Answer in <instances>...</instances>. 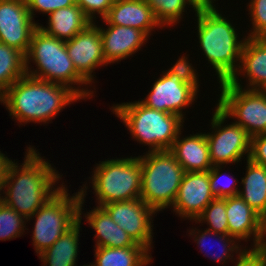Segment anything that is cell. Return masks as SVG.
Wrapping results in <instances>:
<instances>
[{
  "instance_id": "6da1fadb",
  "label": "cell",
  "mask_w": 266,
  "mask_h": 266,
  "mask_svg": "<svg viewBox=\"0 0 266 266\" xmlns=\"http://www.w3.org/2000/svg\"><path fill=\"white\" fill-rule=\"evenodd\" d=\"M26 151L22 165L9 162L3 185L5 196H0V200L28 219L60 189L53 185L62 176L36 148L30 146Z\"/></svg>"
},
{
  "instance_id": "7a4b0ae2",
  "label": "cell",
  "mask_w": 266,
  "mask_h": 266,
  "mask_svg": "<svg viewBox=\"0 0 266 266\" xmlns=\"http://www.w3.org/2000/svg\"><path fill=\"white\" fill-rule=\"evenodd\" d=\"M81 98L69 87L25 74L1 96L0 102L18 123H48L64 107ZM48 121V122H47Z\"/></svg>"
},
{
  "instance_id": "3957f363",
  "label": "cell",
  "mask_w": 266,
  "mask_h": 266,
  "mask_svg": "<svg viewBox=\"0 0 266 266\" xmlns=\"http://www.w3.org/2000/svg\"><path fill=\"white\" fill-rule=\"evenodd\" d=\"M213 5L201 4L195 11L198 39L203 55L215 69L219 83H223L238 71L245 38L238 40L235 27Z\"/></svg>"
},
{
  "instance_id": "277c9868",
  "label": "cell",
  "mask_w": 266,
  "mask_h": 266,
  "mask_svg": "<svg viewBox=\"0 0 266 266\" xmlns=\"http://www.w3.org/2000/svg\"><path fill=\"white\" fill-rule=\"evenodd\" d=\"M26 74L48 82L65 85L73 90L82 100L93 96V91L80 89L73 85L89 83L76 71L68 55L65 41L48 35L38 26L32 34L30 47L25 55ZM32 60L37 68H29Z\"/></svg>"
},
{
  "instance_id": "5b68a950",
  "label": "cell",
  "mask_w": 266,
  "mask_h": 266,
  "mask_svg": "<svg viewBox=\"0 0 266 266\" xmlns=\"http://www.w3.org/2000/svg\"><path fill=\"white\" fill-rule=\"evenodd\" d=\"M136 141L150 151L169 150L182 130L183 119L176 114L154 110L140 100L111 107Z\"/></svg>"
},
{
  "instance_id": "8992f818",
  "label": "cell",
  "mask_w": 266,
  "mask_h": 266,
  "mask_svg": "<svg viewBox=\"0 0 266 266\" xmlns=\"http://www.w3.org/2000/svg\"><path fill=\"white\" fill-rule=\"evenodd\" d=\"M138 157L142 168L140 199L156 212L172 208L184 169L169 150L148 151Z\"/></svg>"
},
{
  "instance_id": "52a82bcc",
  "label": "cell",
  "mask_w": 266,
  "mask_h": 266,
  "mask_svg": "<svg viewBox=\"0 0 266 266\" xmlns=\"http://www.w3.org/2000/svg\"><path fill=\"white\" fill-rule=\"evenodd\" d=\"M92 188L97 206L140 198L142 168L139 157L110 159L97 164Z\"/></svg>"
},
{
  "instance_id": "ba28073f",
  "label": "cell",
  "mask_w": 266,
  "mask_h": 266,
  "mask_svg": "<svg viewBox=\"0 0 266 266\" xmlns=\"http://www.w3.org/2000/svg\"><path fill=\"white\" fill-rule=\"evenodd\" d=\"M80 192L70 196L64 185L26 221L36 218L32 235L37 254L51 247L79 220Z\"/></svg>"
},
{
  "instance_id": "9c48e42d",
  "label": "cell",
  "mask_w": 266,
  "mask_h": 266,
  "mask_svg": "<svg viewBox=\"0 0 266 266\" xmlns=\"http://www.w3.org/2000/svg\"><path fill=\"white\" fill-rule=\"evenodd\" d=\"M238 76L220 83L217 106L227 115L236 118L250 137L266 134V94L262 90L242 89Z\"/></svg>"
},
{
  "instance_id": "30bf717a",
  "label": "cell",
  "mask_w": 266,
  "mask_h": 266,
  "mask_svg": "<svg viewBox=\"0 0 266 266\" xmlns=\"http://www.w3.org/2000/svg\"><path fill=\"white\" fill-rule=\"evenodd\" d=\"M212 116L211 128L214 131L205 133L212 165L236 163L246 154L249 159L251 144L249 134L235 122L224 126L227 115L218 106Z\"/></svg>"
},
{
  "instance_id": "8fae6325",
  "label": "cell",
  "mask_w": 266,
  "mask_h": 266,
  "mask_svg": "<svg viewBox=\"0 0 266 266\" xmlns=\"http://www.w3.org/2000/svg\"><path fill=\"white\" fill-rule=\"evenodd\" d=\"M112 220L134 240L148 251L152 249L153 225L152 215L156 211L148 206L142 199L113 202L102 206Z\"/></svg>"
},
{
  "instance_id": "7c38bea8",
  "label": "cell",
  "mask_w": 266,
  "mask_h": 266,
  "mask_svg": "<svg viewBox=\"0 0 266 266\" xmlns=\"http://www.w3.org/2000/svg\"><path fill=\"white\" fill-rule=\"evenodd\" d=\"M38 25L28 11L26 0H0V42L26 55Z\"/></svg>"
},
{
  "instance_id": "4fadbf2b",
  "label": "cell",
  "mask_w": 266,
  "mask_h": 266,
  "mask_svg": "<svg viewBox=\"0 0 266 266\" xmlns=\"http://www.w3.org/2000/svg\"><path fill=\"white\" fill-rule=\"evenodd\" d=\"M197 92L199 91L193 86L166 70L155 81L146 99L141 102L149 108L176 114L184 120L182 109L195 101Z\"/></svg>"
},
{
  "instance_id": "5bb4252c",
  "label": "cell",
  "mask_w": 266,
  "mask_h": 266,
  "mask_svg": "<svg viewBox=\"0 0 266 266\" xmlns=\"http://www.w3.org/2000/svg\"><path fill=\"white\" fill-rule=\"evenodd\" d=\"M69 57L76 71L90 84L92 72L98 66H106L101 33L95 22L65 42Z\"/></svg>"
},
{
  "instance_id": "9a60e30c",
  "label": "cell",
  "mask_w": 266,
  "mask_h": 266,
  "mask_svg": "<svg viewBox=\"0 0 266 266\" xmlns=\"http://www.w3.org/2000/svg\"><path fill=\"white\" fill-rule=\"evenodd\" d=\"M228 235L240 240L253 237V249L264 247L266 221L253 210L239 195L226 198Z\"/></svg>"
},
{
  "instance_id": "2e32d148",
  "label": "cell",
  "mask_w": 266,
  "mask_h": 266,
  "mask_svg": "<svg viewBox=\"0 0 266 266\" xmlns=\"http://www.w3.org/2000/svg\"><path fill=\"white\" fill-rule=\"evenodd\" d=\"M214 198L210 190L209 171L185 172L172 205L173 211L181 218L195 221Z\"/></svg>"
},
{
  "instance_id": "e0dca14e",
  "label": "cell",
  "mask_w": 266,
  "mask_h": 266,
  "mask_svg": "<svg viewBox=\"0 0 266 266\" xmlns=\"http://www.w3.org/2000/svg\"><path fill=\"white\" fill-rule=\"evenodd\" d=\"M107 26L106 30L103 27H98L107 64L125 60L148 40V36L139 29L110 24Z\"/></svg>"
},
{
  "instance_id": "ac0fdd59",
  "label": "cell",
  "mask_w": 266,
  "mask_h": 266,
  "mask_svg": "<svg viewBox=\"0 0 266 266\" xmlns=\"http://www.w3.org/2000/svg\"><path fill=\"white\" fill-rule=\"evenodd\" d=\"M103 20L106 24L139 29L148 37L155 27L162 28L146 0H114Z\"/></svg>"
},
{
  "instance_id": "d6986e66",
  "label": "cell",
  "mask_w": 266,
  "mask_h": 266,
  "mask_svg": "<svg viewBox=\"0 0 266 266\" xmlns=\"http://www.w3.org/2000/svg\"><path fill=\"white\" fill-rule=\"evenodd\" d=\"M180 131L169 151L185 172L209 171L213 165L210 161L206 134L197 133L180 138Z\"/></svg>"
},
{
  "instance_id": "ffe728a7",
  "label": "cell",
  "mask_w": 266,
  "mask_h": 266,
  "mask_svg": "<svg viewBox=\"0 0 266 266\" xmlns=\"http://www.w3.org/2000/svg\"><path fill=\"white\" fill-rule=\"evenodd\" d=\"M237 73L248 78V90H263L266 87V37H247L241 52ZM239 72V73H238Z\"/></svg>"
},
{
  "instance_id": "44dd1931",
  "label": "cell",
  "mask_w": 266,
  "mask_h": 266,
  "mask_svg": "<svg viewBox=\"0 0 266 266\" xmlns=\"http://www.w3.org/2000/svg\"><path fill=\"white\" fill-rule=\"evenodd\" d=\"M79 190L81 200L79 203V220L57 239L53 245L39 254L44 266H77L76 259L79 245L80 225L82 219V206L85 202L87 187ZM85 190V191H84Z\"/></svg>"
},
{
  "instance_id": "7402d4cb",
  "label": "cell",
  "mask_w": 266,
  "mask_h": 266,
  "mask_svg": "<svg viewBox=\"0 0 266 266\" xmlns=\"http://www.w3.org/2000/svg\"><path fill=\"white\" fill-rule=\"evenodd\" d=\"M88 214L84 215L87 222L96 232V246L95 247H130L142 246L134 242V240L120 228L108 214V212L101 206H96Z\"/></svg>"
},
{
  "instance_id": "603a6c76",
  "label": "cell",
  "mask_w": 266,
  "mask_h": 266,
  "mask_svg": "<svg viewBox=\"0 0 266 266\" xmlns=\"http://www.w3.org/2000/svg\"><path fill=\"white\" fill-rule=\"evenodd\" d=\"M48 16L47 28L42 25L38 26L48 35L65 42L72 39L92 23L77 4L57 9L49 13Z\"/></svg>"
},
{
  "instance_id": "cb8c5ba5",
  "label": "cell",
  "mask_w": 266,
  "mask_h": 266,
  "mask_svg": "<svg viewBox=\"0 0 266 266\" xmlns=\"http://www.w3.org/2000/svg\"><path fill=\"white\" fill-rule=\"evenodd\" d=\"M242 178L243 191L238 195L266 221V167L247 159Z\"/></svg>"
},
{
  "instance_id": "d4e9b609",
  "label": "cell",
  "mask_w": 266,
  "mask_h": 266,
  "mask_svg": "<svg viewBox=\"0 0 266 266\" xmlns=\"http://www.w3.org/2000/svg\"><path fill=\"white\" fill-rule=\"evenodd\" d=\"M95 248V264L90 266H145L152 260L151 253L143 246Z\"/></svg>"
},
{
  "instance_id": "484cf974",
  "label": "cell",
  "mask_w": 266,
  "mask_h": 266,
  "mask_svg": "<svg viewBox=\"0 0 266 266\" xmlns=\"http://www.w3.org/2000/svg\"><path fill=\"white\" fill-rule=\"evenodd\" d=\"M25 74V54L0 42V96Z\"/></svg>"
},
{
  "instance_id": "4316f807",
  "label": "cell",
  "mask_w": 266,
  "mask_h": 266,
  "mask_svg": "<svg viewBox=\"0 0 266 266\" xmlns=\"http://www.w3.org/2000/svg\"><path fill=\"white\" fill-rule=\"evenodd\" d=\"M161 27L179 23L185 12L186 4L195 11L201 5L198 0H146Z\"/></svg>"
},
{
  "instance_id": "83f0119b",
  "label": "cell",
  "mask_w": 266,
  "mask_h": 266,
  "mask_svg": "<svg viewBox=\"0 0 266 266\" xmlns=\"http://www.w3.org/2000/svg\"><path fill=\"white\" fill-rule=\"evenodd\" d=\"M226 215V198H214L195 222H207L206 224L209 225V228H206L207 230L219 234H228Z\"/></svg>"
},
{
  "instance_id": "f1b7e54d",
  "label": "cell",
  "mask_w": 266,
  "mask_h": 266,
  "mask_svg": "<svg viewBox=\"0 0 266 266\" xmlns=\"http://www.w3.org/2000/svg\"><path fill=\"white\" fill-rule=\"evenodd\" d=\"M196 230H197L196 228H195V230L192 229L189 234L194 236L197 233L194 237L195 238L194 241H196L197 244H199L201 247H204V248L206 247L205 245H207V244L205 243L206 242L205 240H207V237H209V236L217 237V241L219 240L218 242L222 243V245H221L223 248L222 253H220L219 255L217 253L216 254L211 253L214 259L212 258V256H211V258L214 261H219L220 263H225V262H227L226 260H228V258L229 259L233 258V255H231L229 253L235 252L236 254L237 253L242 254L246 250V248L241 249V247H239L238 243L236 244V242H235L237 239L228 235V234L214 233V232L209 231L207 229L204 231L197 230L198 232Z\"/></svg>"
},
{
  "instance_id": "f546056e",
  "label": "cell",
  "mask_w": 266,
  "mask_h": 266,
  "mask_svg": "<svg viewBox=\"0 0 266 266\" xmlns=\"http://www.w3.org/2000/svg\"><path fill=\"white\" fill-rule=\"evenodd\" d=\"M25 220L27 219L0 200V240L6 241V239L20 237L27 229H24Z\"/></svg>"
},
{
  "instance_id": "4dcf8cb0",
  "label": "cell",
  "mask_w": 266,
  "mask_h": 266,
  "mask_svg": "<svg viewBox=\"0 0 266 266\" xmlns=\"http://www.w3.org/2000/svg\"><path fill=\"white\" fill-rule=\"evenodd\" d=\"M221 168V165H216L209 170V182L211 193L214 195L215 198H227L238 195L240 191V188L238 189V187L236 186L238 180L236 181L235 179L232 182L233 178H231V181H227V185L225 184L221 186L220 181L223 177V173H220ZM228 179L230 180V178Z\"/></svg>"
},
{
  "instance_id": "1f68e13d",
  "label": "cell",
  "mask_w": 266,
  "mask_h": 266,
  "mask_svg": "<svg viewBox=\"0 0 266 266\" xmlns=\"http://www.w3.org/2000/svg\"><path fill=\"white\" fill-rule=\"evenodd\" d=\"M247 6L253 25L247 37H266V0H250Z\"/></svg>"
},
{
  "instance_id": "d6a6232c",
  "label": "cell",
  "mask_w": 266,
  "mask_h": 266,
  "mask_svg": "<svg viewBox=\"0 0 266 266\" xmlns=\"http://www.w3.org/2000/svg\"><path fill=\"white\" fill-rule=\"evenodd\" d=\"M192 64L189 63L188 58L182 56L177 60V62L167 71L169 73L175 74L181 81L190 84L193 86L197 91L199 88L198 85V76L195 72L196 70L191 66Z\"/></svg>"
},
{
  "instance_id": "836d02e7",
  "label": "cell",
  "mask_w": 266,
  "mask_h": 266,
  "mask_svg": "<svg viewBox=\"0 0 266 266\" xmlns=\"http://www.w3.org/2000/svg\"><path fill=\"white\" fill-rule=\"evenodd\" d=\"M27 8L32 16L34 17V11L49 14L60 8H65L76 4V0H26Z\"/></svg>"
},
{
  "instance_id": "e575fe53",
  "label": "cell",
  "mask_w": 266,
  "mask_h": 266,
  "mask_svg": "<svg viewBox=\"0 0 266 266\" xmlns=\"http://www.w3.org/2000/svg\"><path fill=\"white\" fill-rule=\"evenodd\" d=\"M114 0H76V4L81 8L85 15L94 22L95 14H100L102 19L107 15Z\"/></svg>"
},
{
  "instance_id": "d590c367",
  "label": "cell",
  "mask_w": 266,
  "mask_h": 266,
  "mask_svg": "<svg viewBox=\"0 0 266 266\" xmlns=\"http://www.w3.org/2000/svg\"><path fill=\"white\" fill-rule=\"evenodd\" d=\"M237 256L235 266H266V251L263 248H249Z\"/></svg>"
},
{
  "instance_id": "8d00e7d4",
  "label": "cell",
  "mask_w": 266,
  "mask_h": 266,
  "mask_svg": "<svg viewBox=\"0 0 266 266\" xmlns=\"http://www.w3.org/2000/svg\"><path fill=\"white\" fill-rule=\"evenodd\" d=\"M249 159L266 167V134L251 137Z\"/></svg>"
},
{
  "instance_id": "74e56055",
  "label": "cell",
  "mask_w": 266,
  "mask_h": 266,
  "mask_svg": "<svg viewBox=\"0 0 266 266\" xmlns=\"http://www.w3.org/2000/svg\"><path fill=\"white\" fill-rule=\"evenodd\" d=\"M11 160L6 157L3 153L0 151V192L3 189L4 185V177L6 173L7 166ZM1 196V194H0Z\"/></svg>"
},
{
  "instance_id": "f35d334b",
  "label": "cell",
  "mask_w": 266,
  "mask_h": 266,
  "mask_svg": "<svg viewBox=\"0 0 266 266\" xmlns=\"http://www.w3.org/2000/svg\"><path fill=\"white\" fill-rule=\"evenodd\" d=\"M201 4H210L214 3L213 0H198Z\"/></svg>"
},
{
  "instance_id": "ab89813d",
  "label": "cell",
  "mask_w": 266,
  "mask_h": 266,
  "mask_svg": "<svg viewBox=\"0 0 266 266\" xmlns=\"http://www.w3.org/2000/svg\"><path fill=\"white\" fill-rule=\"evenodd\" d=\"M263 249L266 251V241H265V243H264V247H263Z\"/></svg>"
},
{
  "instance_id": "60d3db41",
  "label": "cell",
  "mask_w": 266,
  "mask_h": 266,
  "mask_svg": "<svg viewBox=\"0 0 266 266\" xmlns=\"http://www.w3.org/2000/svg\"><path fill=\"white\" fill-rule=\"evenodd\" d=\"M262 91L266 94V87Z\"/></svg>"
}]
</instances>
